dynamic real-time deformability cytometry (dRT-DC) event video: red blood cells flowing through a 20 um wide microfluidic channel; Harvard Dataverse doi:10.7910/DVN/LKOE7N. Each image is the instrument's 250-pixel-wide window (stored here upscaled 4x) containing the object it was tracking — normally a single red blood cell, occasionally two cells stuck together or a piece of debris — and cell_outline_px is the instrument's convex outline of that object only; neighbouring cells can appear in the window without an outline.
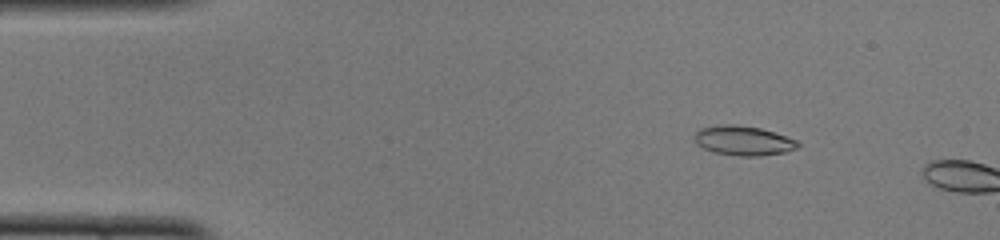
{"species": "common noctule bat (a hibernating species)", "species_latin": "Nyctalus noctula", "temperature_condition": "cold", "stored_images_in_passage": 9, "camera_frame_rate_fps": 3000, "um_per_image_px": 0.085, "animal": {"sex": "female", "body_mass_g": 22.0, "forearm_length_mm": 56.7}, "frame": {"image": 1, "passage_image": 7, "time_ms": 2.0, "image_size_px": [1000, 240], "cell_outline_px": [[800, 144], [796, 148], [784, 152], [760, 156], [740, 156], [712, 152], [696, 144], [696, 132], [700, 128], [720, 124], [736, 124], [760, 128], [796, 140]], "centroid_in_image_um": [63.16, 11.95], "position_along_channel_um": 21.8, "area_um2": 17.63}}